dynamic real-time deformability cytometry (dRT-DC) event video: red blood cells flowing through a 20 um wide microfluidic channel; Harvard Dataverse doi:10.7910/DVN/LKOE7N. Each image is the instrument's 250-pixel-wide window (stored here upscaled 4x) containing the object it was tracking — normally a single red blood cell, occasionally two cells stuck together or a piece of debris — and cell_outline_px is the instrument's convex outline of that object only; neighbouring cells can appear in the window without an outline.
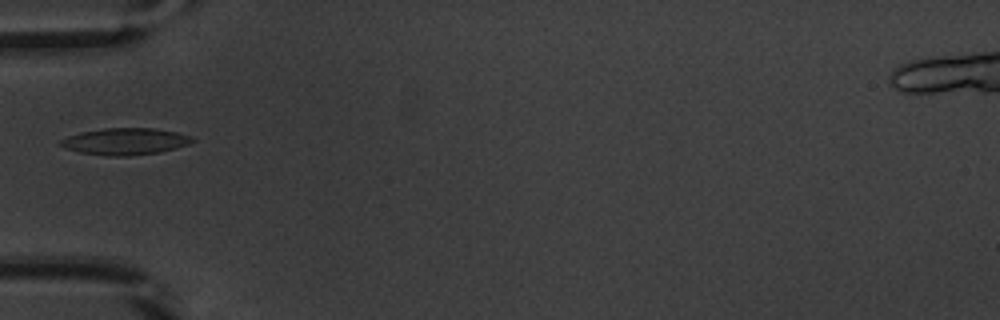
{"species": "common noctule bat (a hibernating species)", "species_latin": "Nyctalus noctula", "temperature_condition": "warm", "stored_images_in_passage": 36, "camera_frame_rate_fps": 3000, "um_per_image_px": 0.085, "animal": {"sex": "male", "body_mass_g": 20.1, "forearm_length_mm": 53.5}, "frame": {"image": 1, "passage_image": 1, "time_ms": 0.0, "image_size_px": [1000, 320], "cell_outline_px": [[196, 140], [188, 144], [176, 148], [160, 152], [128, 156], [108, 156], [80, 152], [64, 148], [56, 144], [60, 140], [68, 136], [80, 132], [104, 128], [156, 128], [176, 132], [192, 136]], "centroid_in_image_um": [10.62, 12.02], "position_along_channel_um": 74.4, "area_um2": 20.69}}
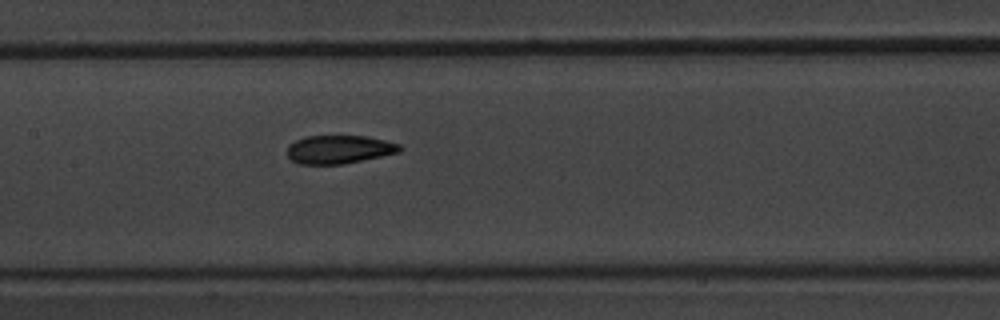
{"frame": {"image": 2, "passage_image": 9, "time_ms": 2.667, "image_size_px": [1000, 320], "cell_outline_px": [[404, 148], [400, 152], [344, 164], [300, 164], [292, 160], [288, 156], [288, 144], [296, 140], [308, 136], [368, 136], [400, 144]], "centroid_in_image_um": [28.85, 12.7], "position_along_channel_um": 178.5, "area_um2": 18.61}}
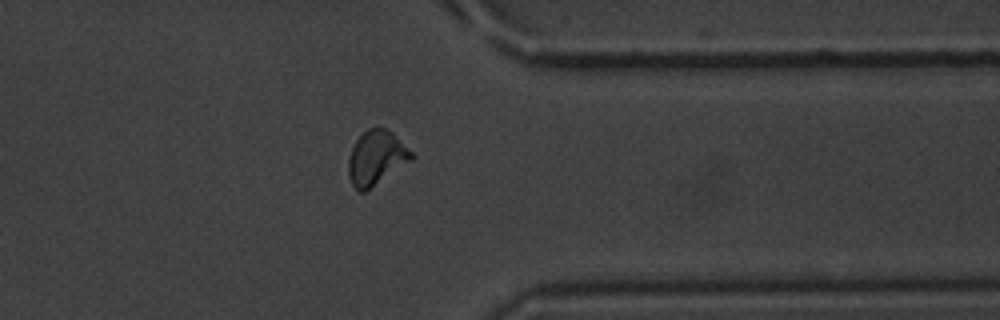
{"frame": {"image": 3, "passage_image": 25, "time_ms": 8.0, "image_size_px": [1000, 320], "cell_outline_px": [[416, 156], [412, 160], [364, 192], [360, 192], [352, 184], [348, 176], [348, 160], [352, 148], [356, 140], [368, 128], [384, 128], [392, 132]], "centroid_in_image_um": [31.98, 13.41], "position_along_channel_um": 379.4, "area_um2": 19.71}}